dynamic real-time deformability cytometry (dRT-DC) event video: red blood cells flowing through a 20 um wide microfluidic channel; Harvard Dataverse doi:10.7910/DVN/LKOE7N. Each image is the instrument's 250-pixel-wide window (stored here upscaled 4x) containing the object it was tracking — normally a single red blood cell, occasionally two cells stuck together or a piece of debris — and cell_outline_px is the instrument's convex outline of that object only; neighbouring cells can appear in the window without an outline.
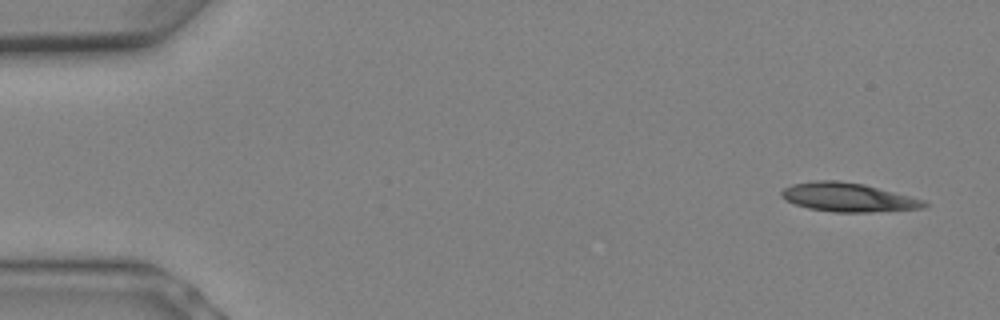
{"species": "Egyptian fruit bat (a non-hibernating species)", "species_latin": "Rousettus aegyptiacus", "temperature_condition": "warm", "stored_images_in_passage": 9, "camera_frame_rate_fps": 3000, "um_per_image_px": 0.085, "animal": {"sex": "female"}, "frame": {"image": 1, "passage_image": 1, "time_ms": 0.0, "image_size_px": [1000, 320], "cell_outline_px": [[928, 204], [924, 208], [872, 212], [832, 212], [808, 208], [796, 204], [780, 196], [780, 192], [784, 188], [792, 184], [812, 180], [836, 180], [864, 184], [924, 200]], "centroid_in_image_um": [72.06, 16.77], "position_along_channel_um": 12.9, "area_um2": 23.87}}
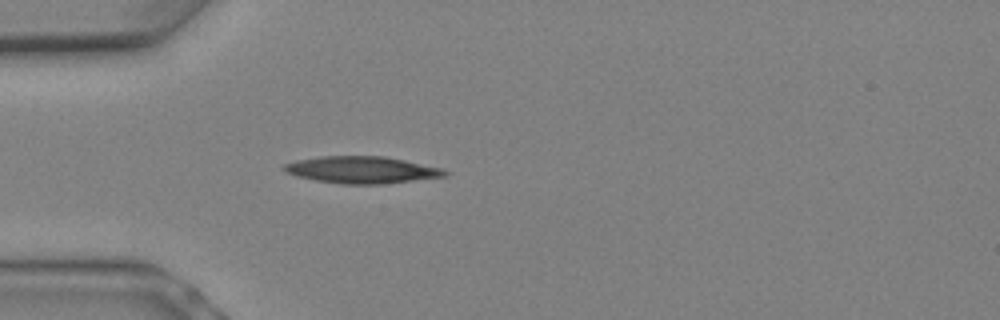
{"frame": {"image": 2, "passage_image": 6, "time_ms": 1.667, "image_size_px": [1000, 320], "cell_outline_px": [[452, 172], [448, 176], [380, 184], [340, 184], [316, 180], [296, 176], [280, 168], [284, 164], [296, 160], [320, 156], [384, 156], [444, 168]], "centroid_in_image_um": [30.79, 14.43], "position_along_channel_um": 54.2, "area_um2": 25.37}}
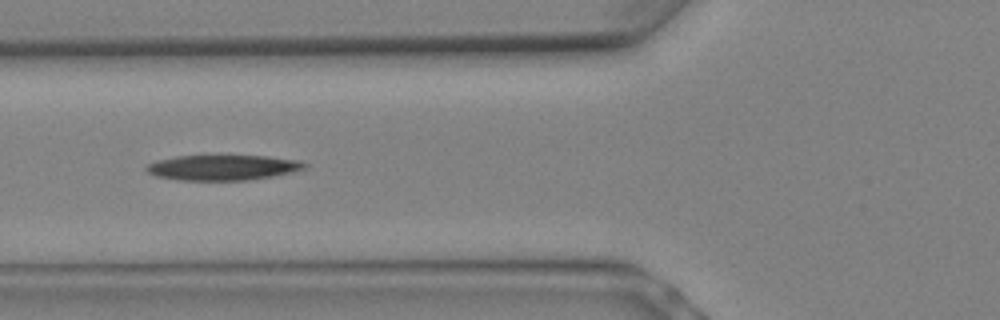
{"frame": {"image": 3, "passage_image": 8, "time_ms": 2.333, "image_size_px": [1000, 320], "cell_outline_px": [[308, 164], [304, 168], [292, 172], [252, 180], [180, 180], [156, 176], [148, 172], [144, 168], [148, 164], [156, 160], [176, 156], [268, 156], [300, 160]], "centroid_in_image_um": [18.94, 14.24], "position_along_channel_um": 106.9, "area_um2": 23.29}}